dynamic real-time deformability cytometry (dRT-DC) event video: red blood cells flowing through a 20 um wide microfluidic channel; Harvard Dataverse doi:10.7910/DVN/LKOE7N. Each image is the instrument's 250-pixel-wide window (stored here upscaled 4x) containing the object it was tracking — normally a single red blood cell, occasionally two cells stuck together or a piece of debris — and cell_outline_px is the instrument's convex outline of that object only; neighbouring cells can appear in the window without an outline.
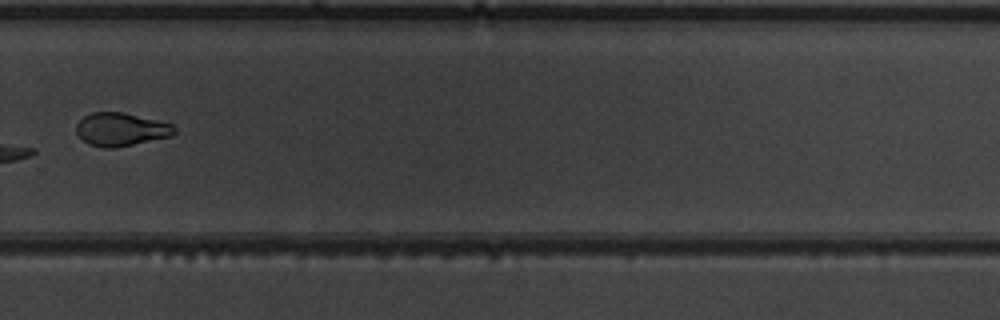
{"species": "common noctule bat (a hibernating species)", "species_latin": "Nyctalus noctula", "temperature_condition": "warm", "stored_images_in_passage": 11, "camera_frame_rate_fps": 3000, "um_per_image_px": 0.085, "animal": {"sex": "male", "body_mass_g": 19.5, "forearm_length_mm": 54.6}, "frame": {"image": 1, "passage_image": 11, "time_ms": 3.333, "image_size_px": [1000, 320], "cell_outline_px": [[176, 132], [172, 136], [116, 148], [104, 148], [88, 144], [76, 132], [76, 124], [84, 116], [92, 112], [124, 112], [172, 124], [176, 128]], "centroid_in_image_um": [10.29, 11.0], "position_along_channel_um": 319.5, "area_um2": 19.02}}